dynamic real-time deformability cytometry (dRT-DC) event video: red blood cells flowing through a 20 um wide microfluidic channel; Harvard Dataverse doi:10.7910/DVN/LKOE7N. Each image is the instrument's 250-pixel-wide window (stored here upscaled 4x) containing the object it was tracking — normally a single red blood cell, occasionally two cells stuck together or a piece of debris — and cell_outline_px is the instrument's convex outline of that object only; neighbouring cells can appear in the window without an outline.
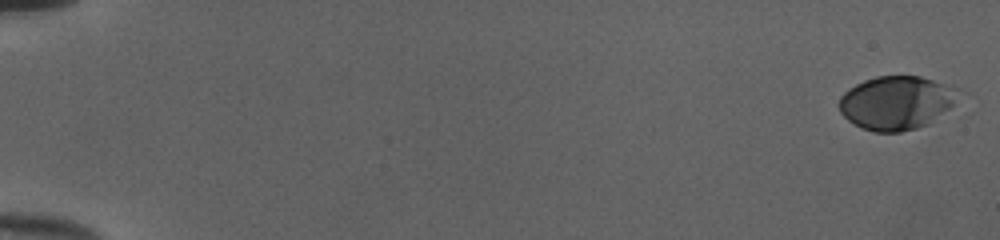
{"species": "human", "species_latin": "Homo sapiens", "temperature_condition": "cold", "stored_images_in_passage": 50, "camera_frame_rate_fps": 3000, "um_per_image_px": 0.085, "donor": {"sex": "female"}, "frame": {"image": 1, "passage_image": 1, "time_ms": 0.0, "image_size_px": [1000, 240], "cell_outline_px": [[960, 92], [952, 104], [948, 108], [928, 124], [916, 128], [900, 132], [872, 132], [848, 120], [840, 112], [840, 96], [848, 88], [864, 80], [876, 76], [920, 76], [956, 88]], "centroid_in_image_um": [76.16, 8.73], "position_along_channel_um": 8.8, "area_um2": 36.82}}
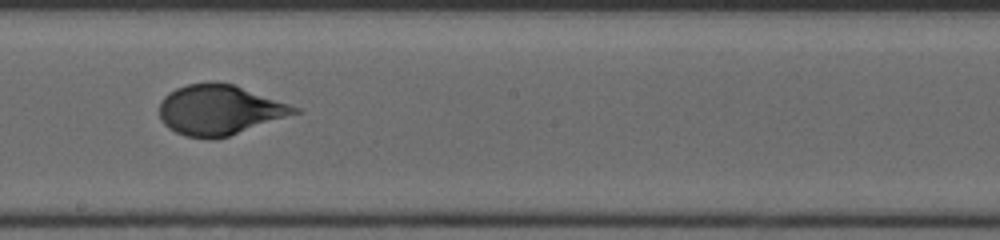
{"frame": {"image": 2, "passage_image": 32, "time_ms": 10.333, "image_size_px": [1000, 240], "cell_outline_px": [[300, 112], [216, 140], [208, 140], [184, 136], [168, 128], [160, 120], [160, 100], [168, 92], [176, 88], [188, 84], [212, 80], [216, 80], [232, 84], [300, 108]], "centroid_in_image_um": [18.59, 9.34], "position_along_channel_um": 229.6, "area_um2": 39.54}}
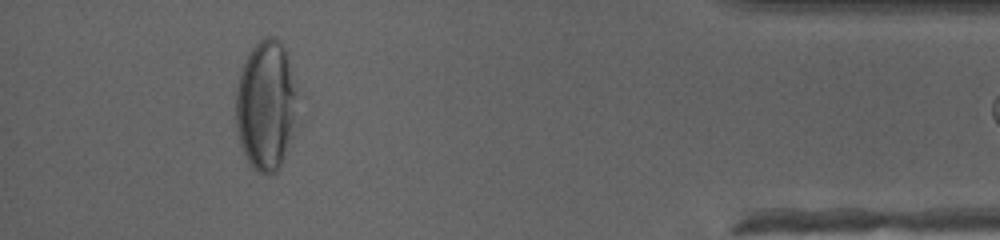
{"frame": {"image": 3, "passage_image": 49, "time_ms": 16.0, "image_size_px": [1000, 240], "cell_outline_px": [[304, 92], [284, 156], [280, 168], [276, 172], [268, 176], [256, 172], [248, 164], [240, 144], [236, 128], [236, 88], [240, 72], [256, 40], [264, 36], [276, 36], [280, 40], [284, 48]], "centroid_in_image_um": [22.68, 8.92], "position_along_channel_um": 412.5, "area_um2": 48.61}}